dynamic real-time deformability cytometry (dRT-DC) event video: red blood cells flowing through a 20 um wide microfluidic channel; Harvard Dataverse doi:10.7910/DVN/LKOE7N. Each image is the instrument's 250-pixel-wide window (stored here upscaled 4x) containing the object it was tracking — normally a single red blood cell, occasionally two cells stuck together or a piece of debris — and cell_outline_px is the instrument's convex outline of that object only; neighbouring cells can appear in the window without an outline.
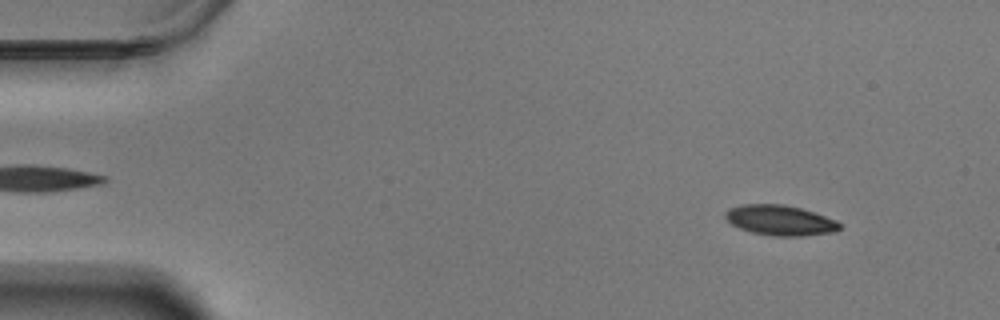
{"species": "Egyptian fruit bat (a non-hibernating species)", "species_latin": "Rousettus aegyptiacus", "temperature_condition": "warm", "stored_images_in_passage": 55, "camera_frame_rate_fps": 3000, "um_per_image_px": 0.085, "animal": {"sex": "male"}, "frame": {"image": 1, "passage_image": 3, "time_ms": 0.667, "image_size_px": [1000, 320], "cell_outline_px": [[840, 228], [836, 232], [804, 236], [772, 236], [752, 232], [740, 228], [732, 224], [724, 216], [724, 212], [728, 208], [740, 204], [784, 204], [800, 208], [836, 220], [840, 224]], "centroid_in_image_um": [66.29, 18.72], "position_along_channel_um": 18.7, "area_um2": 20.17}}
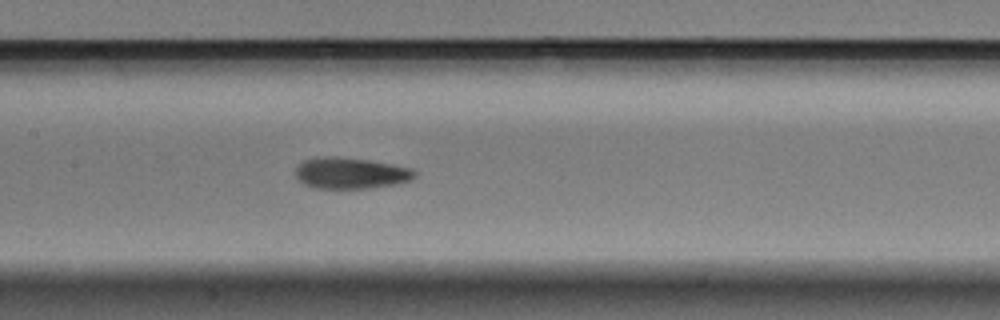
{"frame": {"image": 2, "passage_image": 25, "time_ms": 8.0, "image_size_px": [1000, 320], "cell_outline_px": [[416, 176], [412, 180], [372, 188], [312, 188], [304, 184], [296, 176], [296, 168], [304, 160], [324, 156], [336, 156], [368, 160], [392, 164], [412, 168], [416, 172]], "centroid_in_image_um": [29.82, 14.71], "position_along_channel_um": 177.6, "area_um2": 21.62}}
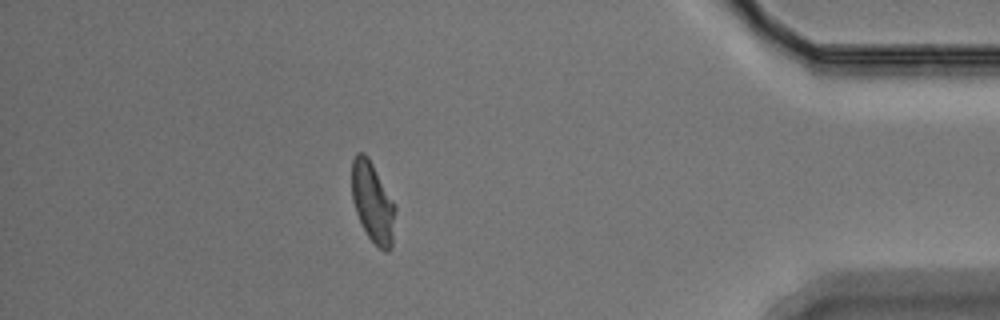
{"frame": {"image": 3, "passage_image": 48, "time_ms": 15.667, "image_size_px": [1000, 320], "cell_outline_px": [[396, 208], [392, 248], [388, 252], [384, 252], [368, 236], [356, 212], [352, 200], [352, 160], [356, 152], [364, 152], [368, 156]], "centroid_in_image_um": [31.68, 17.21], "position_along_channel_um": 403.5, "area_um2": 20.11}, "authors_computed_cell_mechanics": {"area_um2": 20.6924, "velocity_mm_per_s": 3.4887, "shape_relaxation_time_tau1_ms": 4.268, "shape_relaxation_time_tau2_ms": 2.744, "deformation_change_tau1": 0.1354, "deformation_change_tau2": 0.0765}}